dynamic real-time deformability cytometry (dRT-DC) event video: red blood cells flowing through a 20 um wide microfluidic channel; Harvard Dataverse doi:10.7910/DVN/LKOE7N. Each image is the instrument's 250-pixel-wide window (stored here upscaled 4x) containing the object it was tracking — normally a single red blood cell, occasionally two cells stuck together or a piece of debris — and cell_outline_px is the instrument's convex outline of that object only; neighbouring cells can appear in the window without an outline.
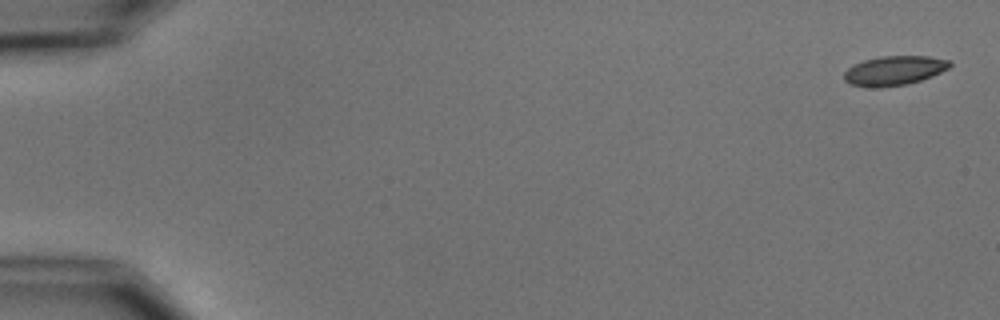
{"species": "common noctule bat (a hibernating species)", "species_latin": "Nyctalus noctula", "temperature_condition": "cold", "stored_images_in_passage": 8, "camera_frame_rate_fps": 3000, "um_per_image_px": 0.085, "animal": {"sex": "male", "body_mass_g": 15.6}, "frame": {"image": 1, "passage_image": 1, "time_ms": 0.0, "image_size_px": [1000, 320], "cell_outline_px": [[952, 64], [948, 68], [932, 76], [908, 84], [880, 88], [876, 88], [852, 84], [844, 80], [844, 72], [848, 68], [864, 60], [880, 56], [928, 56], [948, 60]], "centroid_in_image_um": [76.01, 6.0], "position_along_channel_um": 9.0, "area_um2": 17.98}}
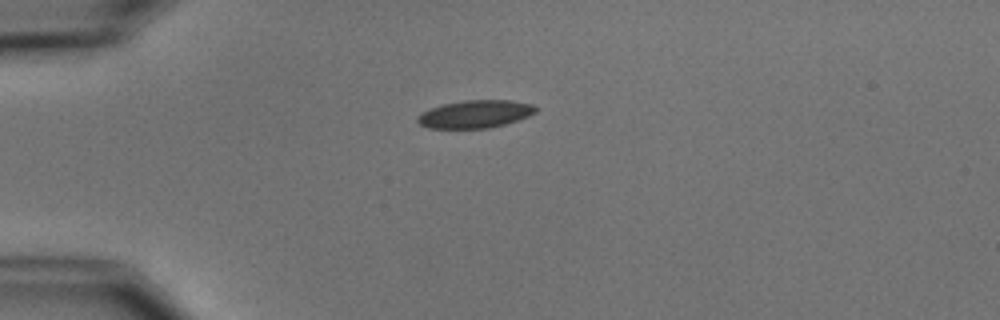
{"frame": {"image": 2, "passage_image": 4, "time_ms": 4.333, "image_size_px": [1000, 320], "cell_outline_px": [[536, 112], [528, 116], [504, 124], [488, 128], [428, 128], [420, 124], [416, 120], [416, 116], [432, 108], [444, 104], [464, 100], [512, 100], [532, 104], [536, 108]], "centroid_in_image_um": [40.39, 9.69], "position_along_channel_um": 44.6, "area_um2": 18.9}}
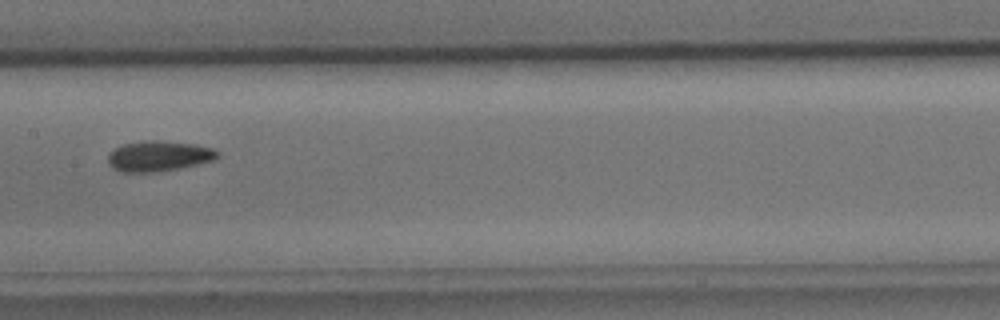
{"frame": {"image": 3, "passage_image": 8, "time_ms": 9.0, "image_size_px": [1000, 320], "cell_outline_px": [[220, 156], [212, 160], [180, 168], [152, 172], [120, 172], [112, 168], [108, 164], [108, 152], [120, 144], [144, 140], [156, 140], [192, 144], [212, 148], [220, 152]], "centroid_in_image_um": [13.42, 13.26], "position_along_channel_um": 194.0, "area_um2": 19.54}}